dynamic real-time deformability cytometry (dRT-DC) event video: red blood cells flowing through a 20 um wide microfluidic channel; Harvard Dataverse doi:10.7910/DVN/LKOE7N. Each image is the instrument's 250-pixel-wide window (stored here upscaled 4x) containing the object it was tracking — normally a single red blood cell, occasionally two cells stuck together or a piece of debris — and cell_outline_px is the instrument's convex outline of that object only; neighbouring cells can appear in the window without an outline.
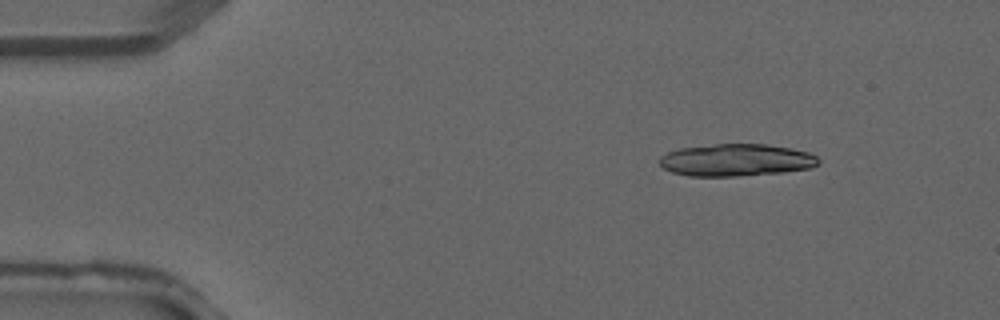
{"species": "common noctule bat (a hibernating species)", "species_latin": "Nyctalus noctula", "temperature_condition": "warm", "stored_images_in_passage": 4, "camera_frame_rate_fps": 3000, "um_per_image_px": 0.085, "animal": {"sex": "male", "forearm_length_mm": 52.5}, "frame": {"image": 1, "passage_image": 4, "time_ms": 1.0, "image_size_px": [1000, 320], "cell_outline_px": [[820, 164], [812, 168], [784, 172], [736, 176], [688, 176], [672, 172], [664, 168], [660, 164], [660, 156], [668, 152], [680, 148], [716, 144], [768, 144], [792, 148], [808, 152], [816, 156], [820, 160]], "centroid_in_image_um": [62.61, 13.6], "position_along_channel_um": 22.4, "area_um2": 30.0}}